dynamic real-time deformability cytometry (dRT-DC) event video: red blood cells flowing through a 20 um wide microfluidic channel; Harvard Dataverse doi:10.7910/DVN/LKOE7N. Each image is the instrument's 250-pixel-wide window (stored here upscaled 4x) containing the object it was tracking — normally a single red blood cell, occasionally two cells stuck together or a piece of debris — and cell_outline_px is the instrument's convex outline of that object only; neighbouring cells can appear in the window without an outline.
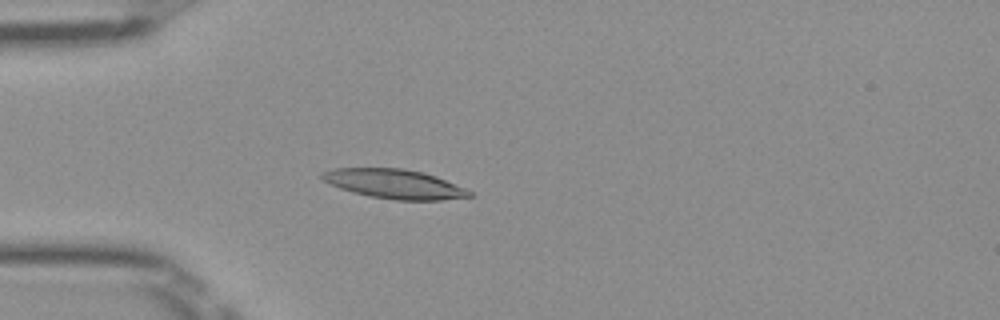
{"species": "Egyptian fruit bat (a non-hibernating species)", "species_latin": "Rousettus aegyptiacus", "temperature_condition": "room temperature", "stored_images_in_passage": 51, "camera_frame_rate_fps": 3000, "um_per_image_px": 0.085, "frame": {"image": 1, "passage_image": 15, "time_ms": 4.667, "image_size_px": [1000, 320], "cell_outline_px": [[476, 196], [440, 200], [396, 200], [368, 196], [352, 192], [340, 188], [324, 180], [320, 176], [324, 172], [336, 168], [404, 168], [424, 172], [436, 176], [464, 188], [472, 192]], "centroid_in_image_um": [33.56, 15.64], "position_along_channel_um": 51.4, "area_um2": 25.09}}
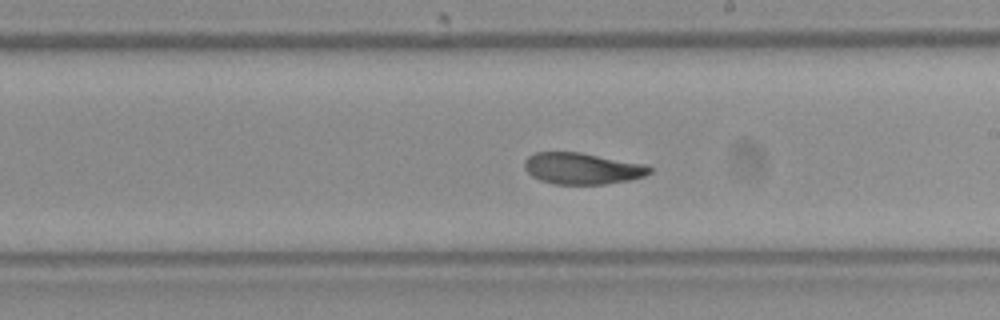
{"frame": {"image": 2, "passage_image": 30, "time_ms": 9.667, "image_size_px": [1000, 320], "cell_outline_px": [[652, 172], [644, 176], [628, 180], [604, 184], [552, 184], [540, 180], [532, 176], [524, 168], [524, 160], [528, 156], [536, 152], [580, 152], [648, 164], [652, 168]], "centroid_in_image_um": [49.5, 14.31], "position_along_channel_um": 239.5, "area_um2": 23.12}}
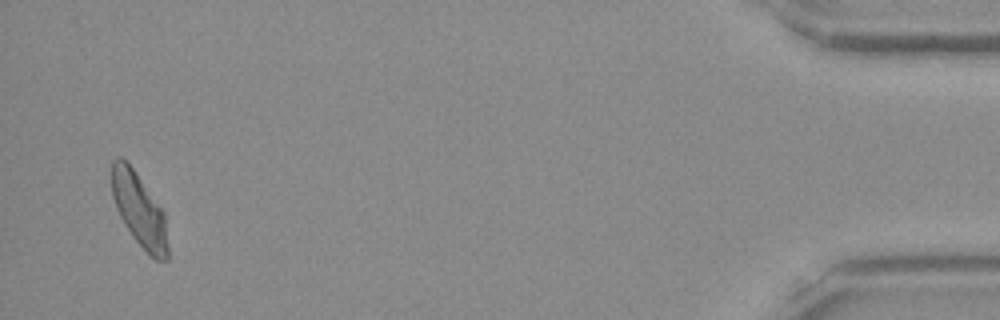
{"frame": {"image": 3, "passage_image": 50, "time_ms": 16.333, "image_size_px": [1000, 320], "cell_outline_px": [[168, 260], [156, 260], [132, 236], [124, 224], [116, 208], [112, 196], [112, 160], [116, 156], [120, 156], [132, 168], [164, 212], [168, 248]], "centroid_in_image_um": [11.82, 17.84], "position_along_channel_um": 423.4, "area_um2": 23.47}, "authors_computed_cell_mechanics": {"area_um2": 24.1604, "velocity_mm_per_s": 3.9818, "shape_relaxation_time_tau1_ms": 5.6158, "shape_relaxation_time_tau2_ms": 2.5075, "deformation_change_tau1": 0.1794, "deformation_change_tau2": 0.072}}